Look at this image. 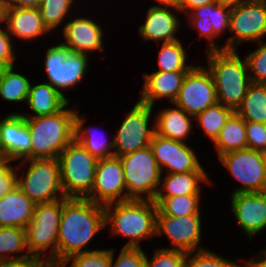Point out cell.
Instances as JSON below:
<instances>
[{"mask_svg":"<svg viewBox=\"0 0 266 267\" xmlns=\"http://www.w3.org/2000/svg\"><path fill=\"white\" fill-rule=\"evenodd\" d=\"M106 227L104 205L87 198H63L58 229L57 265L84 250L98 232Z\"/></svg>","mask_w":266,"mask_h":267,"instance_id":"6da1fadb","label":"cell"},{"mask_svg":"<svg viewBox=\"0 0 266 267\" xmlns=\"http://www.w3.org/2000/svg\"><path fill=\"white\" fill-rule=\"evenodd\" d=\"M105 224L113 235L129 238L124 247H141L140 241L156 236L157 205L152 200L130 199L104 205Z\"/></svg>","mask_w":266,"mask_h":267,"instance_id":"7a4b0ae2","label":"cell"},{"mask_svg":"<svg viewBox=\"0 0 266 267\" xmlns=\"http://www.w3.org/2000/svg\"><path fill=\"white\" fill-rule=\"evenodd\" d=\"M207 69L210 71L218 103L236 111L251 84L245 58L237 50L207 51Z\"/></svg>","mask_w":266,"mask_h":267,"instance_id":"3957f363","label":"cell"},{"mask_svg":"<svg viewBox=\"0 0 266 267\" xmlns=\"http://www.w3.org/2000/svg\"><path fill=\"white\" fill-rule=\"evenodd\" d=\"M75 110L65 109L39 117H25L31 140V159L58 158L74 140Z\"/></svg>","mask_w":266,"mask_h":267,"instance_id":"277c9868","label":"cell"},{"mask_svg":"<svg viewBox=\"0 0 266 267\" xmlns=\"http://www.w3.org/2000/svg\"><path fill=\"white\" fill-rule=\"evenodd\" d=\"M61 185L66 198H86L95 182L98 159L73 140L58 156Z\"/></svg>","mask_w":266,"mask_h":267,"instance_id":"5b68a950","label":"cell"},{"mask_svg":"<svg viewBox=\"0 0 266 267\" xmlns=\"http://www.w3.org/2000/svg\"><path fill=\"white\" fill-rule=\"evenodd\" d=\"M61 214L62 199L36 204L32 220L26 227L28 251L33 258L43 263L57 265L58 229ZM48 250L50 255L42 257Z\"/></svg>","mask_w":266,"mask_h":267,"instance_id":"8992f818","label":"cell"},{"mask_svg":"<svg viewBox=\"0 0 266 267\" xmlns=\"http://www.w3.org/2000/svg\"><path fill=\"white\" fill-rule=\"evenodd\" d=\"M128 200H152L157 196L162 178L150 146L120 157ZM144 195V196H143Z\"/></svg>","mask_w":266,"mask_h":267,"instance_id":"52a82bcc","label":"cell"},{"mask_svg":"<svg viewBox=\"0 0 266 267\" xmlns=\"http://www.w3.org/2000/svg\"><path fill=\"white\" fill-rule=\"evenodd\" d=\"M26 162V174H17V186L35 204L50 203L66 198L61 185L60 166L57 158L20 161L16 170Z\"/></svg>","mask_w":266,"mask_h":267,"instance_id":"ba28073f","label":"cell"},{"mask_svg":"<svg viewBox=\"0 0 266 267\" xmlns=\"http://www.w3.org/2000/svg\"><path fill=\"white\" fill-rule=\"evenodd\" d=\"M88 56L85 53L73 52L62 43L47 48L44 66L48 81L45 82L60 93L63 89L78 85L86 75Z\"/></svg>","mask_w":266,"mask_h":267,"instance_id":"9c48e42d","label":"cell"},{"mask_svg":"<svg viewBox=\"0 0 266 267\" xmlns=\"http://www.w3.org/2000/svg\"><path fill=\"white\" fill-rule=\"evenodd\" d=\"M230 33L224 50H237L244 42H261L266 36V0H249L231 8Z\"/></svg>","mask_w":266,"mask_h":267,"instance_id":"30bf717a","label":"cell"},{"mask_svg":"<svg viewBox=\"0 0 266 267\" xmlns=\"http://www.w3.org/2000/svg\"><path fill=\"white\" fill-rule=\"evenodd\" d=\"M219 161L243 186L235 188L232 194L266 191L264 153L249 148L220 155Z\"/></svg>","mask_w":266,"mask_h":267,"instance_id":"8fae6325","label":"cell"},{"mask_svg":"<svg viewBox=\"0 0 266 267\" xmlns=\"http://www.w3.org/2000/svg\"><path fill=\"white\" fill-rule=\"evenodd\" d=\"M153 108L139 100L136 102L113 138L115 157H121L150 145L155 134V127L150 129L149 124Z\"/></svg>","mask_w":266,"mask_h":267,"instance_id":"7c38bea8","label":"cell"},{"mask_svg":"<svg viewBox=\"0 0 266 267\" xmlns=\"http://www.w3.org/2000/svg\"><path fill=\"white\" fill-rule=\"evenodd\" d=\"M217 103L215 84L210 71L207 67L194 65L186 73L173 104L195 118L205 109Z\"/></svg>","mask_w":266,"mask_h":267,"instance_id":"4fadbf2b","label":"cell"},{"mask_svg":"<svg viewBox=\"0 0 266 267\" xmlns=\"http://www.w3.org/2000/svg\"><path fill=\"white\" fill-rule=\"evenodd\" d=\"M201 215L169 216L159 209L156 214V236L164 234L173 245V249L186 253L205 250L199 243L202 233ZM198 249V250H197Z\"/></svg>","mask_w":266,"mask_h":267,"instance_id":"5bb4252c","label":"cell"},{"mask_svg":"<svg viewBox=\"0 0 266 267\" xmlns=\"http://www.w3.org/2000/svg\"><path fill=\"white\" fill-rule=\"evenodd\" d=\"M86 198L101 205L128 200L120 157L98 159L94 186Z\"/></svg>","mask_w":266,"mask_h":267,"instance_id":"9a60e30c","label":"cell"},{"mask_svg":"<svg viewBox=\"0 0 266 267\" xmlns=\"http://www.w3.org/2000/svg\"><path fill=\"white\" fill-rule=\"evenodd\" d=\"M150 148L161 172L205 171L193 149L186 143L154 134Z\"/></svg>","mask_w":266,"mask_h":267,"instance_id":"2e32d148","label":"cell"},{"mask_svg":"<svg viewBox=\"0 0 266 267\" xmlns=\"http://www.w3.org/2000/svg\"><path fill=\"white\" fill-rule=\"evenodd\" d=\"M1 159H31V140L25 117L11 113L0 120Z\"/></svg>","mask_w":266,"mask_h":267,"instance_id":"e0dca14e","label":"cell"},{"mask_svg":"<svg viewBox=\"0 0 266 267\" xmlns=\"http://www.w3.org/2000/svg\"><path fill=\"white\" fill-rule=\"evenodd\" d=\"M230 203L238 226L249 238L266 228V191L232 194Z\"/></svg>","mask_w":266,"mask_h":267,"instance_id":"ac0fdd59","label":"cell"},{"mask_svg":"<svg viewBox=\"0 0 266 267\" xmlns=\"http://www.w3.org/2000/svg\"><path fill=\"white\" fill-rule=\"evenodd\" d=\"M65 38L61 42L73 52L89 54L91 51H104L101 26L89 17H78L68 21L62 30Z\"/></svg>","mask_w":266,"mask_h":267,"instance_id":"d6986e66","label":"cell"},{"mask_svg":"<svg viewBox=\"0 0 266 267\" xmlns=\"http://www.w3.org/2000/svg\"><path fill=\"white\" fill-rule=\"evenodd\" d=\"M188 71H154L144 73V84L139 101L153 107L157 99H168L171 104L178 96Z\"/></svg>","mask_w":266,"mask_h":267,"instance_id":"ffe728a7","label":"cell"},{"mask_svg":"<svg viewBox=\"0 0 266 267\" xmlns=\"http://www.w3.org/2000/svg\"><path fill=\"white\" fill-rule=\"evenodd\" d=\"M173 8L151 6L146 13L144 24L138 28L139 35L144 41L175 42L179 39L180 19L171 10Z\"/></svg>","mask_w":266,"mask_h":267,"instance_id":"44dd1931","label":"cell"},{"mask_svg":"<svg viewBox=\"0 0 266 267\" xmlns=\"http://www.w3.org/2000/svg\"><path fill=\"white\" fill-rule=\"evenodd\" d=\"M5 26L11 37L25 41L36 39L50 32L44 25L39 8L7 6Z\"/></svg>","mask_w":266,"mask_h":267,"instance_id":"7402d4cb","label":"cell"},{"mask_svg":"<svg viewBox=\"0 0 266 267\" xmlns=\"http://www.w3.org/2000/svg\"><path fill=\"white\" fill-rule=\"evenodd\" d=\"M36 204L17 186L0 199V227L26 229Z\"/></svg>","mask_w":266,"mask_h":267,"instance_id":"603a6c76","label":"cell"},{"mask_svg":"<svg viewBox=\"0 0 266 267\" xmlns=\"http://www.w3.org/2000/svg\"><path fill=\"white\" fill-rule=\"evenodd\" d=\"M70 102L71 100H69L66 95L58 92L47 82L37 85L31 84L26 104H28L31 111L35 114H31L30 116L22 113L20 114L24 117L52 115L69 105Z\"/></svg>","mask_w":266,"mask_h":267,"instance_id":"cb8c5ba5","label":"cell"},{"mask_svg":"<svg viewBox=\"0 0 266 267\" xmlns=\"http://www.w3.org/2000/svg\"><path fill=\"white\" fill-rule=\"evenodd\" d=\"M175 108H165L158 112V116L155 117L154 127L155 134L170 138L175 141L186 143V138L192 132V120L190 115H188L179 106L174 105Z\"/></svg>","mask_w":266,"mask_h":267,"instance_id":"d4e9b609","label":"cell"},{"mask_svg":"<svg viewBox=\"0 0 266 267\" xmlns=\"http://www.w3.org/2000/svg\"><path fill=\"white\" fill-rule=\"evenodd\" d=\"M205 171H190L187 173H166L161 178L156 197H174L180 195H201L200 183H210Z\"/></svg>","mask_w":266,"mask_h":267,"instance_id":"484cf974","label":"cell"},{"mask_svg":"<svg viewBox=\"0 0 266 267\" xmlns=\"http://www.w3.org/2000/svg\"><path fill=\"white\" fill-rule=\"evenodd\" d=\"M84 118L79 113L74 114V140L79 142L96 159H104L114 156L113 140L105 139V135H95L98 132L92 128H85ZM94 131V132H93ZM101 133V132H100Z\"/></svg>","mask_w":266,"mask_h":267,"instance_id":"4316f807","label":"cell"},{"mask_svg":"<svg viewBox=\"0 0 266 267\" xmlns=\"http://www.w3.org/2000/svg\"><path fill=\"white\" fill-rule=\"evenodd\" d=\"M217 156L247 148L245 120L234 112L213 142Z\"/></svg>","mask_w":266,"mask_h":267,"instance_id":"83f0119b","label":"cell"},{"mask_svg":"<svg viewBox=\"0 0 266 267\" xmlns=\"http://www.w3.org/2000/svg\"><path fill=\"white\" fill-rule=\"evenodd\" d=\"M235 112L245 121L266 124V84L251 83Z\"/></svg>","mask_w":266,"mask_h":267,"instance_id":"f1b7e54d","label":"cell"},{"mask_svg":"<svg viewBox=\"0 0 266 267\" xmlns=\"http://www.w3.org/2000/svg\"><path fill=\"white\" fill-rule=\"evenodd\" d=\"M31 82L21 73H15L14 66L0 68V96L9 102H26Z\"/></svg>","mask_w":266,"mask_h":267,"instance_id":"f546056e","label":"cell"},{"mask_svg":"<svg viewBox=\"0 0 266 267\" xmlns=\"http://www.w3.org/2000/svg\"><path fill=\"white\" fill-rule=\"evenodd\" d=\"M23 252L20 256L12 253ZM10 254L11 257H10ZM35 259L27 248L26 229L18 227H0V261Z\"/></svg>","mask_w":266,"mask_h":267,"instance_id":"4dcf8cb0","label":"cell"},{"mask_svg":"<svg viewBox=\"0 0 266 267\" xmlns=\"http://www.w3.org/2000/svg\"><path fill=\"white\" fill-rule=\"evenodd\" d=\"M201 195H180L174 197H156L154 199L157 208L169 216H186L200 214Z\"/></svg>","mask_w":266,"mask_h":267,"instance_id":"1f68e13d","label":"cell"},{"mask_svg":"<svg viewBox=\"0 0 266 267\" xmlns=\"http://www.w3.org/2000/svg\"><path fill=\"white\" fill-rule=\"evenodd\" d=\"M230 14L231 7L216 2L194 8L186 15L188 19L203 18L211 21L214 34L219 38L224 30L230 29Z\"/></svg>","mask_w":266,"mask_h":267,"instance_id":"d6a6232c","label":"cell"},{"mask_svg":"<svg viewBox=\"0 0 266 267\" xmlns=\"http://www.w3.org/2000/svg\"><path fill=\"white\" fill-rule=\"evenodd\" d=\"M189 55L180 40L162 43L158 54V71H189L194 64H187Z\"/></svg>","mask_w":266,"mask_h":267,"instance_id":"836d02e7","label":"cell"},{"mask_svg":"<svg viewBox=\"0 0 266 267\" xmlns=\"http://www.w3.org/2000/svg\"><path fill=\"white\" fill-rule=\"evenodd\" d=\"M234 112L233 109L217 103L198 114L195 120L201 125L200 127L203 128L208 138L214 142L220 130Z\"/></svg>","mask_w":266,"mask_h":267,"instance_id":"e575fe53","label":"cell"},{"mask_svg":"<svg viewBox=\"0 0 266 267\" xmlns=\"http://www.w3.org/2000/svg\"><path fill=\"white\" fill-rule=\"evenodd\" d=\"M74 2L75 0H42L38 8L43 23L50 32L60 27L59 25L69 14Z\"/></svg>","mask_w":266,"mask_h":267,"instance_id":"d590c367","label":"cell"},{"mask_svg":"<svg viewBox=\"0 0 266 267\" xmlns=\"http://www.w3.org/2000/svg\"><path fill=\"white\" fill-rule=\"evenodd\" d=\"M70 261V267H110L111 248L75 254L66 260L62 266L66 267Z\"/></svg>","mask_w":266,"mask_h":267,"instance_id":"8d00e7d4","label":"cell"},{"mask_svg":"<svg viewBox=\"0 0 266 267\" xmlns=\"http://www.w3.org/2000/svg\"><path fill=\"white\" fill-rule=\"evenodd\" d=\"M195 253V254H194ZM238 263L205 249L187 253L185 267H238Z\"/></svg>","mask_w":266,"mask_h":267,"instance_id":"74e56055","label":"cell"},{"mask_svg":"<svg viewBox=\"0 0 266 267\" xmlns=\"http://www.w3.org/2000/svg\"><path fill=\"white\" fill-rule=\"evenodd\" d=\"M259 47L246 55L245 60L251 83L266 84V42H259Z\"/></svg>","mask_w":266,"mask_h":267,"instance_id":"f35d334b","label":"cell"},{"mask_svg":"<svg viewBox=\"0 0 266 267\" xmlns=\"http://www.w3.org/2000/svg\"><path fill=\"white\" fill-rule=\"evenodd\" d=\"M186 257V252L158 247L151 260L146 255L145 267H185Z\"/></svg>","mask_w":266,"mask_h":267,"instance_id":"ab89813d","label":"cell"},{"mask_svg":"<svg viewBox=\"0 0 266 267\" xmlns=\"http://www.w3.org/2000/svg\"><path fill=\"white\" fill-rule=\"evenodd\" d=\"M114 250L111 249L110 267H145L146 254L141 247L123 246L116 260Z\"/></svg>","mask_w":266,"mask_h":267,"instance_id":"60d3db41","label":"cell"},{"mask_svg":"<svg viewBox=\"0 0 266 267\" xmlns=\"http://www.w3.org/2000/svg\"><path fill=\"white\" fill-rule=\"evenodd\" d=\"M247 148L266 152V124L245 121Z\"/></svg>","mask_w":266,"mask_h":267,"instance_id":"b9f144b4","label":"cell"},{"mask_svg":"<svg viewBox=\"0 0 266 267\" xmlns=\"http://www.w3.org/2000/svg\"><path fill=\"white\" fill-rule=\"evenodd\" d=\"M10 162L5 158L0 159V199L17 187V172Z\"/></svg>","mask_w":266,"mask_h":267,"instance_id":"7bdbcfd3","label":"cell"},{"mask_svg":"<svg viewBox=\"0 0 266 267\" xmlns=\"http://www.w3.org/2000/svg\"><path fill=\"white\" fill-rule=\"evenodd\" d=\"M0 27V68L15 66L16 55L14 54L13 40L7 31Z\"/></svg>","mask_w":266,"mask_h":267,"instance_id":"ee69618b","label":"cell"},{"mask_svg":"<svg viewBox=\"0 0 266 267\" xmlns=\"http://www.w3.org/2000/svg\"><path fill=\"white\" fill-rule=\"evenodd\" d=\"M189 20V24L196 28L199 31V35L201 37L206 38L209 41V45L207 47V51H216V50H224V46L218 45L215 40L217 36L214 34V30L212 27L211 21L206 19H187ZM192 21V22H191Z\"/></svg>","mask_w":266,"mask_h":267,"instance_id":"f6af8a7d","label":"cell"},{"mask_svg":"<svg viewBox=\"0 0 266 267\" xmlns=\"http://www.w3.org/2000/svg\"><path fill=\"white\" fill-rule=\"evenodd\" d=\"M43 264L38 259H20L0 261V267H40Z\"/></svg>","mask_w":266,"mask_h":267,"instance_id":"bcb514c9","label":"cell"},{"mask_svg":"<svg viewBox=\"0 0 266 267\" xmlns=\"http://www.w3.org/2000/svg\"><path fill=\"white\" fill-rule=\"evenodd\" d=\"M216 2L217 0H180V11L182 14H188L194 8Z\"/></svg>","mask_w":266,"mask_h":267,"instance_id":"7dc6e473","label":"cell"},{"mask_svg":"<svg viewBox=\"0 0 266 267\" xmlns=\"http://www.w3.org/2000/svg\"><path fill=\"white\" fill-rule=\"evenodd\" d=\"M244 264H239L238 267H266V251L262 249L259 257H252L250 260H244Z\"/></svg>","mask_w":266,"mask_h":267,"instance_id":"c3c4849f","label":"cell"},{"mask_svg":"<svg viewBox=\"0 0 266 267\" xmlns=\"http://www.w3.org/2000/svg\"><path fill=\"white\" fill-rule=\"evenodd\" d=\"M7 6L21 7V8H38L42 0H6Z\"/></svg>","mask_w":266,"mask_h":267,"instance_id":"681fc988","label":"cell"},{"mask_svg":"<svg viewBox=\"0 0 266 267\" xmlns=\"http://www.w3.org/2000/svg\"><path fill=\"white\" fill-rule=\"evenodd\" d=\"M159 3V5H154V7H160V4L162 5L161 7H167V8H173L179 14L181 13L180 11V0H154Z\"/></svg>","mask_w":266,"mask_h":267,"instance_id":"f907efd6","label":"cell"},{"mask_svg":"<svg viewBox=\"0 0 266 267\" xmlns=\"http://www.w3.org/2000/svg\"><path fill=\"white\" fill-rule=\"evenodd\" d=\"M249 0H217V3H220L222 5L228 6V7H236L244 2H247Z\"/></svg>","mask_w":266,"mask_h":267,"instance_id":"816d5d0a","label":"cell"},{"mask_svg":"<svg viewBox=\"0 0 266 267\" xmlns=\"http://www.w3.org/2000/svg\"><path fill=\"white\" fill-rule=\"evenodd\" d=\"M6 8H7V2L6 1H0V24L5 22Z\"/></svg>","mask_w":266,"mask_h":267,"instance_id":"f5cc1de1","label":"cell"},{"mask_svg":"<svg viewBox=\"0 0 266 267\" xmlns=\"http://www.w3.org/2000/svg\"><path fill=\"white\" fill-rule=\"evenodd\" d=\"M40 267H63L62 265H53L49 263H43Z\"/></svg>","mask_w":266,"mask_h":267,"instance_id":"db71d44e","label":"cell"},{"mask_svg":"<svg viewBox=\"0 0 266 267\" xmlns=\"http://www.w3.org/2000/svg\"><path fill=\"white\" fill-rule=\"evenodd\" d=\"M264 170L266 175V152H264Z\"/></svg>","mask_w":266,"mask_h":267,"instance_id":"11a10c76","label":"cell"},{"mask_svg":"<svg viewBox=\"0 0 266 267\" xmlns=\"http://www.w3.org/2000/svg\"><path fill=\"white\" fill-rule=\"evenodd\" d=\"M0 159H1V142H0Z\"/></svg>","mask_w":266,"mask_h":267,"instance_id":"9f6ffc18","label":"cell"}]
</instances>
